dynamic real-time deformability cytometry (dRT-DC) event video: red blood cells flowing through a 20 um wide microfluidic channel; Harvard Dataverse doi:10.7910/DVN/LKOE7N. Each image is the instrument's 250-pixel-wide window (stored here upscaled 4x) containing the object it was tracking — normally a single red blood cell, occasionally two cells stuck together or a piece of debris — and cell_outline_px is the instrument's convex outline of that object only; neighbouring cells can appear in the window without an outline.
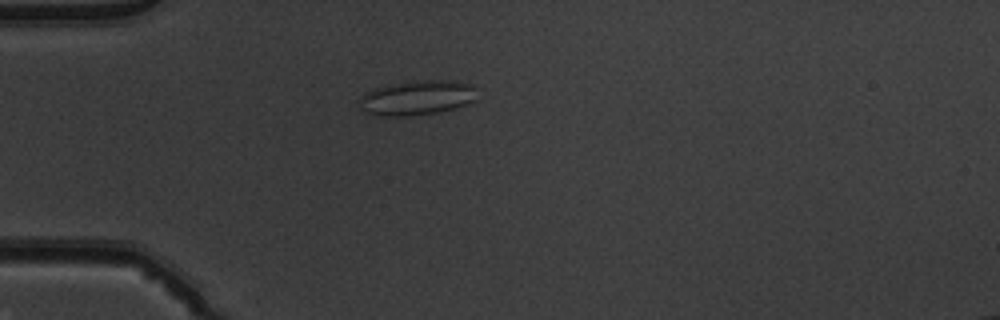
{"species": "common noctule bat (a hibernating species)", "species_latin": "Nyctalus noctula", "temperature_condition": "warm", "stored_images_in_passage": 44, "camera_frame_rate_fps": 3000, "um_per_image_px": 0.085, "animal": {"sex": "male", "body_mass_g": 19.5, "forearm_length_mm": 54.6}, "frame": {"image": 1, "passage_image": 7, "time_ms": 2.0, "image_size_px": [1000, 320], "cell_outline_px": [[476, 100], [456, 108], [440, 112], [408, 116], [376, 116], [360, 108], [360, 96], [364, 92], [376, 88], [424, 80], [448, 80], [476, 84]], "centroid_in_image_um": [35.51, 8.32], "position_along_channel_um": 49.5, "area_um2": 23.76}}
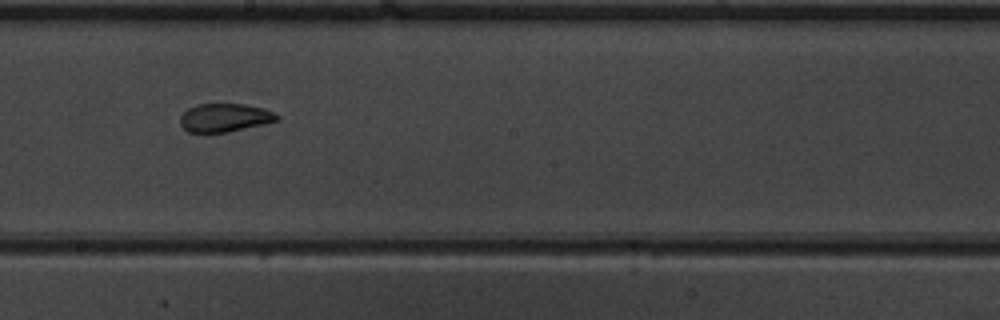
{"frame": {"image": 2, "passage_image": 22, "time_ms": 7.0, "image_size_px": [1000, 320], "cell_outline_px": [[280, 120], [264, 124], [228, 132], [188, 132], [180, 124], [180, 116], [188, 108], [196, 104], [244, 104], [264, 108], [276, 112], [280, 116]], "centroid_in_image_um": [19.14, 9.99], "position_along_channel_um": 229.1, "area_um2": 16.13}}
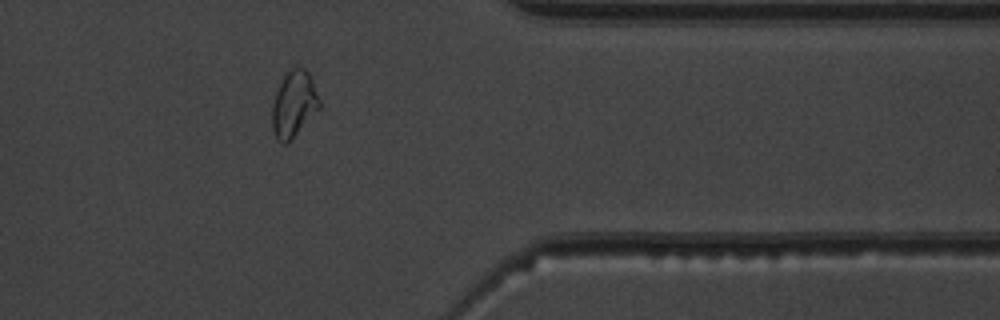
{"frame": {"image": 3, "passage_image": 35, "time_ms": 11.333, "image_size_px": [1000, 320], "cell_outline_px": [[320, 108], [284, 144], [280, 144], [276, 140], [272, 128], [272, 104], [276, 92], [284, 76], [296, 64], [304, 68], [312, 76], [320, 100]], "centroid_in_image_um": [24.98, 8.79], "position_along_channel_um": 386.4, "area_um2": 18.09}, "authors_computed_cell_mechanics": {"area_um2": 17.7157, "velocity_mm_per_s": 3.9052, "shape_relaxation_time_tau1_ms": null, "shape_relaxation_time_tau2_ms": 0.9042, "deformation_change_tau1": null, "deformation_change_tau2": 0.0601}}